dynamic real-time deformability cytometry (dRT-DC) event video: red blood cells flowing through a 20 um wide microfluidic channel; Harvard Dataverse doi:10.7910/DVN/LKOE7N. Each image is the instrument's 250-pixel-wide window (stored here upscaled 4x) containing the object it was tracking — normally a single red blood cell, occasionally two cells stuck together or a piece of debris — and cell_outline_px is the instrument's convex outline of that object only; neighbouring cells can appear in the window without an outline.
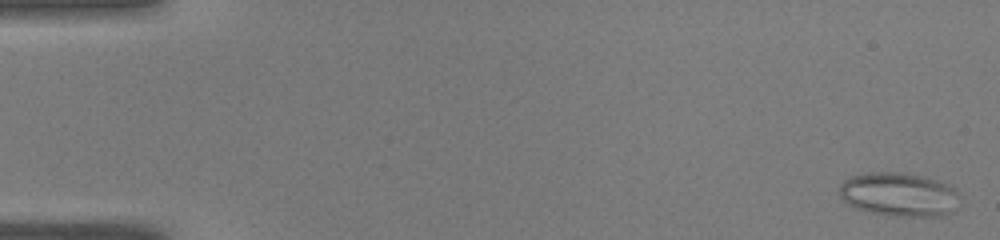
{"species": "common noctule bat (a hibernating species)", "species_latin": "Nyctalus noctula", "temperature_condition": "warm", "stored_images_in_passage": 50, "segment_of_instrument_passage": [1, 2], "camera_frame_rate_fps": 3000, "um_per_image_px": 0.085, "animal": {"sex": "male", "body_mass_g": 19.0, "forearm_length_mm": 50.8}, "frame": {"image": 1, "passage_image": 2, "time_ms": 0.333, "image_size_px": [1000, 240], "cell_outline_px": [[960, 196], [952, 212], [944, 216], [900, 216], [872, 212], [856, 208], [848, 204], [840, 196], [840, 184], [844, 180], [852, 176], [868, 172], [912, 172], [948, 184], [956, 188], [960, 192]], "centroid_in_image_um": [76.46, 16.51], "position_along_channel_um": 8.5, "area_um2": 30.98}}